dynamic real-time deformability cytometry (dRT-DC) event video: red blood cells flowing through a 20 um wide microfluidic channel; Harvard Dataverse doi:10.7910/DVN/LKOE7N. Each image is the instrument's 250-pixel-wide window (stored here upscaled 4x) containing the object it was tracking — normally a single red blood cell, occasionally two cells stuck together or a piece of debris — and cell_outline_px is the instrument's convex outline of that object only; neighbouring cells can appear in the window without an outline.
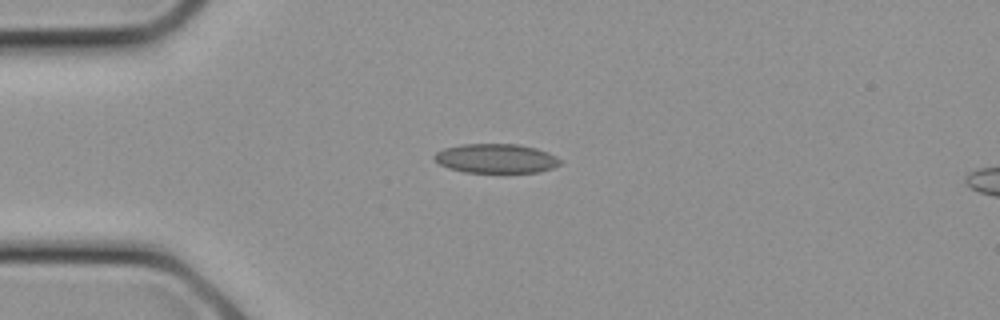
{"species": "common noctule bat (a hibernating species)", "species_latin": "Nyctalus noctula", "temperature_condition": "cold", "stored_images_in_passage": 8, "camera_frame_rate_fps": 3000, "um_per_image_px": 0.085, "animal": {"sex": "female", "body_mass_g": 21.9}, "frame": {"image": 1, "passage_image": 1, "time_ms": 0.0, "image_size_px": [1000, 320], "cell_outline_px": [[560, 164], [552, 168], [540, 172], [464, 172], [448, 168], [432, 160], [432, 156], [436, 152], [444, 148], [460, 144], [516, 144], [536, 148], [548, 152], [556, 156], [560, 160]], "centroid_in_image_um": [42.12, 13.46], "position_along_channel_um": 42.9, "area_um2": 21.56}}
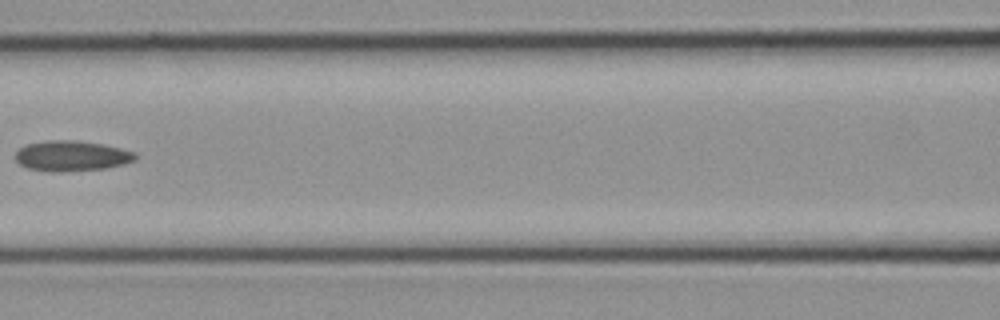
{"frame": {"image": 2, "passage_image": 6, "time_ms": 1.667, "image_size_px": [1000, 320], "cell_outline_px": [[140, 156], [136, 160], [124, 164], [104, 168], [60, 172], [52, 172], [28, 168], [20, 164], [16, 160], [16, 152], [24, 144], [44, 140], [76, 140], [104, 144], [136, 152]], "centroid_in_image_um": [6.11, 13.24], "position_along_channel_um": 160.5, "area_um2": 21.5}}
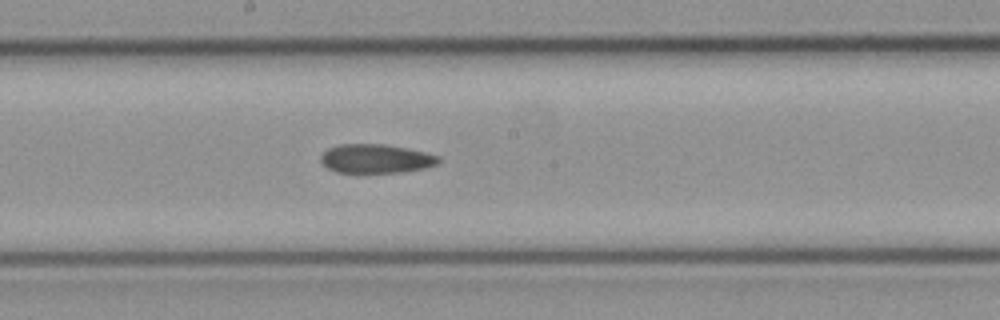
{"frame": {"image": 3, "passage_image": 8, "time_ms": 2.333, "image_size_px": [1000, 320], "cell_outline_px": [[440, 160], [436, 164], [424, 168], [404, 172], [336, 172], [328, 168], [320, 160], [320, 156], [328, 148], [340, 144], [384, 144], [408, 148], [440, 156]], "centroid_in_image_um": [31.95, 13.48], "position_along_channel_um": 216.2, "area_um2": 19.77}}